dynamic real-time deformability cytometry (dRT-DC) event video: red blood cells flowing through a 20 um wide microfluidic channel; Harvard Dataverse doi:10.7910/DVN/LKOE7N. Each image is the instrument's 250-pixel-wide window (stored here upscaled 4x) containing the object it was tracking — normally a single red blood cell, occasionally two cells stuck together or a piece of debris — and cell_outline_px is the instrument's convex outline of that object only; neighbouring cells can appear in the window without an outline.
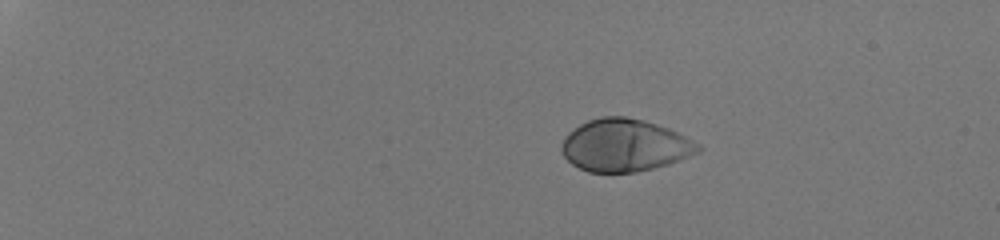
{"species": "human", "species_latin": "Homo sapiens", "temperature_condition": "room temperature", "stored_images_in_passage": 43, "camera_frame_rate_fps": 3000, "um_per_image_px": 0.085, "donor": {"sex": "male"}, "frame": {"image": 1, "passage_image": 1, "time_ms": 0.0, "image_size_px": [1000, 240], "cell_outline_px": [[704, 148], [700, 152], [680, 160], [668, 164], [636, 172], [588, 172], [572, 164], [564, 156], [560, 148], [560, 144], [564, 136], [568, 132], [580, 124], [588, 120], [600, 116], [624, 116], [644, 120], [668, 128], [700, 144]], "centroid_in_image_um": [53.09, 12.35], "position_along_channel_um": 31.9, "area_um2": 41.85}}
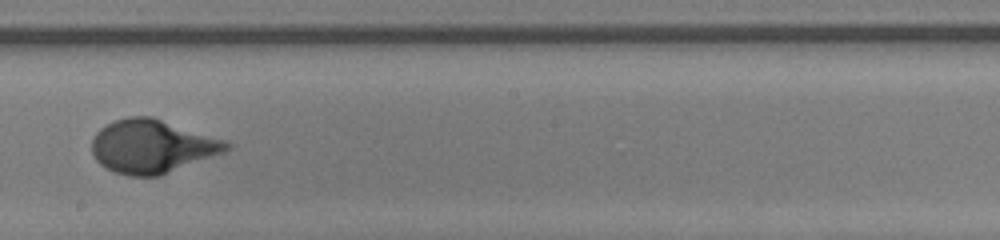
{"frame": {"image": 2, "passage_image": 25, "time_ms": 8.0, "image_size_px": [1000, 240], "cell_outline_px": [[232, 148], [224, 152], [160, 176], [128, 176], [116, 172], [100, 164], [96, 160], [92, 152], [92, 140], [96, 132], [100, 128], [116, 120], [128, 116], [152, 116], [224, 140], [232, 144]], "centroid_in_image_um": [12.93, 12.44], "position_along_channel_um": 235.3, "area_um2": 41.73}}
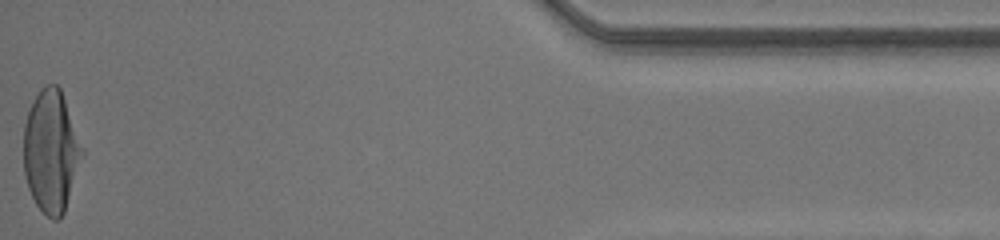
{"frame": {"image": 3, "passage_image": 43, "time_ms": 14.0, "image_size_px": [1000, 240], "cell_outline_px": [[84, 152], [64, 212], [60, 220], [52, 220], [36, 204], [28, 188], [24, 172], [24, 124], [28, 112], [40, 88], [48, 84], [56, 84], [60, 88], [84, 148]], "centroid_in_image_um": [4.35, 12.86], "position_along_channel_um": 430.9, "area_um2": 41.44}}